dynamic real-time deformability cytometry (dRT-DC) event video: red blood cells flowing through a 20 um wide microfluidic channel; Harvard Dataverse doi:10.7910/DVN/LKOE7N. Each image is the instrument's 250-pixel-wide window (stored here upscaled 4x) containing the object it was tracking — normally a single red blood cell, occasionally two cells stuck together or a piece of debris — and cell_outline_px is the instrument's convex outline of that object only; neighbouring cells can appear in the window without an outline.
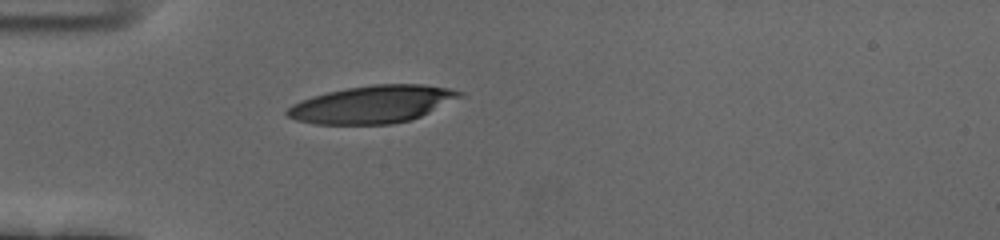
{"species": "human", "species_latin": "Homo sapiens", "temperature_condition": "cold", "stored_images_in_passage": 40, "camera_frame_rate_fps": 3000, "um_per_image_px": 0.085, "donor": {"sex": "female"}, "frame": {"image": 1, "passage_image": 1, "time_ms": 0.0, "image_size_px": [1000, 240], "cell_outline_px": [[464, 96], [420, 116], [408, 120], [392, 124], [316, 124], [296, 120], [288, 116], [284, 112], [292, 104], [300, 100], [312, 96], [328, 92], [348, 88], [372, 84], [424, 84], [448, 88], [464, 92]], "centroid_in_image_um": [31.65, 8.86], "position_along_channel_um": 53.3, "area_um2": 37.57}}
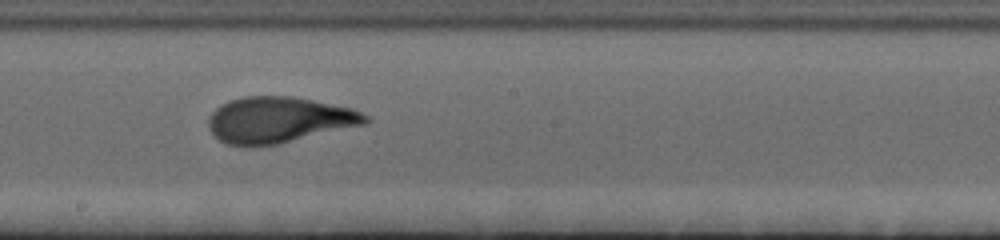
{"frame": {"image": 2, "passage_image": 16, "time_ms": 5.0, "image_size_px": [1000, 240], "cell_outline_px": [[372, 120], [368, 124], [276, 144], [248, 148], [228, 144], [220, 140], [208, 128], [208, 120], [212, 112], [220, 104], [228, 100], [244, 96], [292, 96], [352, 108], [368, 116]], "centroid_in_image_um": [23.7, 10.2], "position_along_channel_um": 224.5, "area_um2": 42.37}}
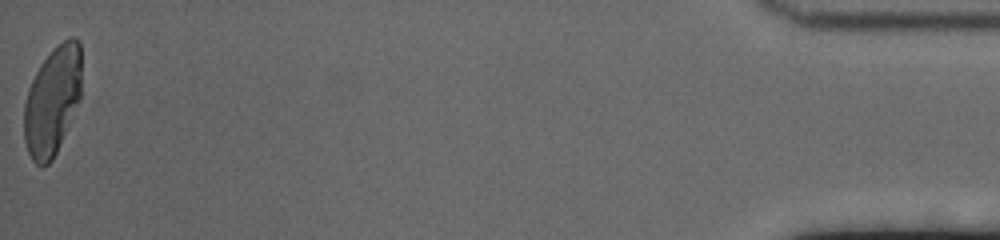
{"frame": {"image": 3, "passage_image": 40, "time_ms": 13.0, "image_size_px": [1000, 240], "cell_outline_px": [[80, 100], [56, 152], [52, 160], [48, 164], [40, 168], [32, 160], [28, 152], [24, 140], [24, 104], [28, 88], [40, 64], [56, 44], [68, 36], [72, 36], [80, 44]], "centroid_in_image_um": [4.44, 8.57], "position_along_channel_um": 430.8, "area_um2": 36.41}, "authors_computed_cell_mechanics": {"area_um2": 40.6623, "velocity_mm_per_s": 3.6721, "shape_relaxation_time_tau1_ms": 3.7094, "shape_relaxation_time_tau2_ms": 1.0408, "deformation_change_tau1": 0.2192, "deformation_change_tau2": 0.0878}}